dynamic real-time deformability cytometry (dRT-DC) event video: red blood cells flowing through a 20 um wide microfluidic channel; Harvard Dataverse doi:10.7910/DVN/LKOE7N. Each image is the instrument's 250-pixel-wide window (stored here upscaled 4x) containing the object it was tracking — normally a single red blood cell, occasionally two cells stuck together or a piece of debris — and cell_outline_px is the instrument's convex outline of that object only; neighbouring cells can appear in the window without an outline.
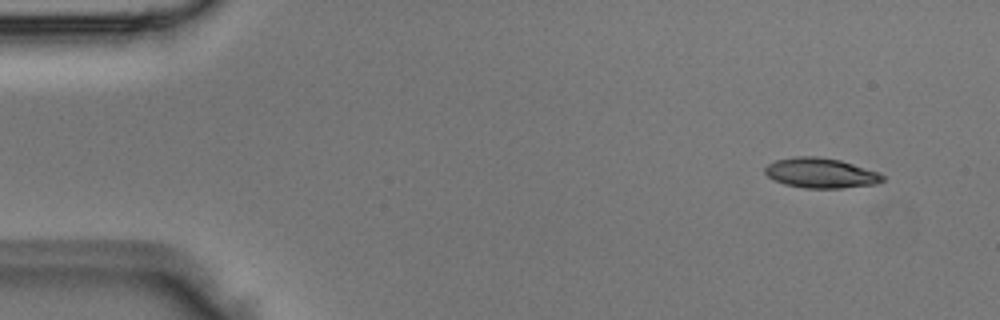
{"species": "Egyptian fruit bat (a non-hibernating species)", "species_latin": "Rousettus aegyptiacus", "temperature_condition": "room temperature", "stored_images_in_passage": 4, "camera_frame_rate_fps": 3000, "um_per_image_px": 0.085, "animal": {"sex": "male"}, "frame": {"image": 1, "passage_image": 4, "time_ms": 1.0, "image_size_px": [1000, 320], "cell_outline_px": [[884, 180], [876, 184], [840, 188], [804, 188], [784, 184], [772, 180], [764, 172], [764, 168], [768, 164], [776, 160], [792, 156], [816, 156], [840, 160], [880, 172], [884, 176]], "centroid_in_image_um": [69.75, 14.7], "position_along_channel_um": 15.3, "area_um2": 20.75}}